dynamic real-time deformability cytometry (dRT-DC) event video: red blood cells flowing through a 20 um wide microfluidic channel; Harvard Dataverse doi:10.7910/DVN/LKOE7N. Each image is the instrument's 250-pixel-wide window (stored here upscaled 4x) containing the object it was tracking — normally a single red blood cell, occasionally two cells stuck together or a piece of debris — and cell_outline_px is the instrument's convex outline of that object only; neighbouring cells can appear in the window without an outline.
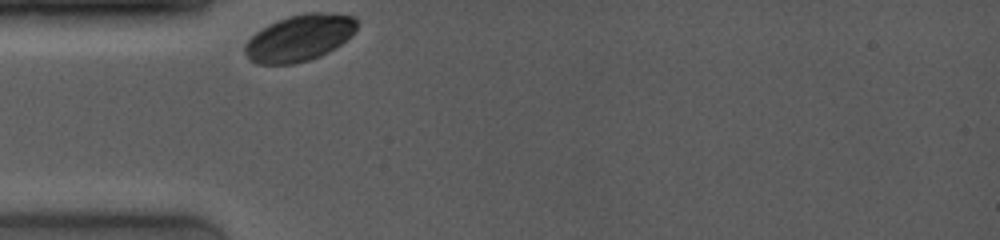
{"species": "common noctule bat (a hibernating species)", "species_latin": "Nyctalus noctula", "temperature_condition": "room temperature", "stored_images_in_passage": 13, "camera_frame_rate_fps": 4000, "um_per_image_px": 0.085, "animal": {"sex": "female", "body_mass_g": 19.0, "forearm_length_mm": 53.3}, "frame": {"image": 1, "passage_image": 1, "time_ms": 0.0, "image_size_px": [1000, 240], "cell_outline_px": [[356, 28], [340, 44], [328, 52], [320, 56], [308, 60], [292, 64], [256, 64], [248, 60], [244, 52], [244, 44], [256, 32], [268, 24], [276, 20], [288, 16], [304, 12], [320, 12], [356, 16]], "centroid_in_image_um": [25.39, 3.22], "position_along_channel_um": 59.6, "area_um2": 30.29}}
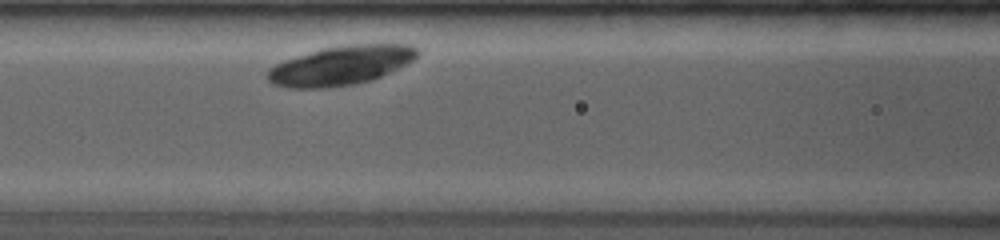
{"frame": {"image": 2, "passage_image": 10, "time_ms": 2.25, "image_size_px": [1000, 240], "cell_outline_px": [[420, 52], [412, 60], [372, 80], [356, 84], [328, 88], [288, 88], [272, 84], [268, 80], [268, 68], [284, 60], [320, 48], [344, 44], [412, 44], [420, 48]], "centroid_in_image_um": [28.95, 5.55], "position_along_channel_um": 137.6, "area_um2": 34.39}}